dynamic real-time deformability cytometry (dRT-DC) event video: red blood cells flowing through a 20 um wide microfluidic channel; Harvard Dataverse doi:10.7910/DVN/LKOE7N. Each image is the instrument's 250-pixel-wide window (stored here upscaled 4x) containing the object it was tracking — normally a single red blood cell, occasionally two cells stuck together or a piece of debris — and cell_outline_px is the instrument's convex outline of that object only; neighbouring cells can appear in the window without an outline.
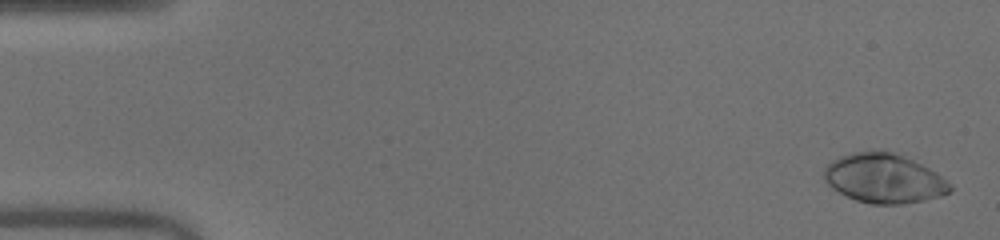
{"species": "human", "species_latin": "Homo sapiens", "temperature_condition": "warm", "stored_images_in_passage": 51, "camera_frame_rate_fps": 3000, "um_per_image_px": 0.085, "donor": {"sex": "male"}, "frame": {"image": 1, "passage_image": 2, "time_ms": 0.333, "image_size_px": [1000, 240], "cell_outline_px": [[952, 188], [948, 192], [936, 196], [904, 204], [872, 204], [856, 200], [832, 188], [824, 180], [824, 168], [832, 160], [840, 156], [852, 152], [892, 152], [912, 160], [936, 172], [952, 184]], "centroid_in_image_um": [75.11, 15.17], "position_along_channel_um": 9.9, "area_um2": 35.55}}
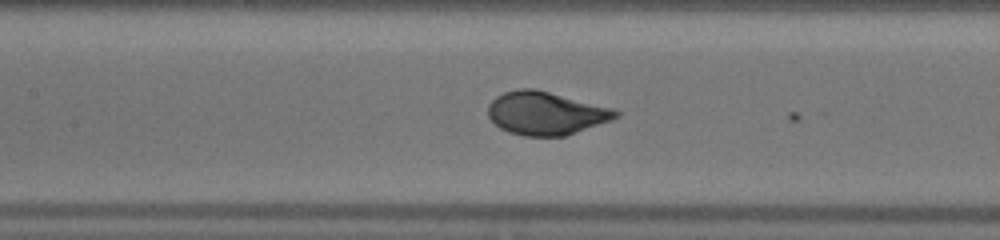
{"frame": {"image": 2, "passage_image": 24, "time_ms": 7.667, "image_size_px": [1000, 240], "cell_outline_px": [[620, 116], [612, 120], [564, 136], [524, 136], [508, 132], [500, 128], [488, 116], [488, 104], [496, 96], [504, 92], [520, 88], [536, 88], [612, 108], [620, 112]], "centroid_in_image_um": [46.39, 9.62], "position_along_channel_um": 161.0, "area_um2": 32.14}}
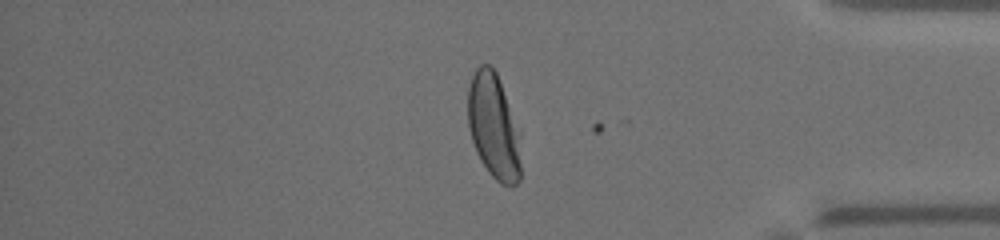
{"frame": {"image": 3, "passage_image": 43, "time_ms": 14.0, "image_size_px": [1000, 240], "cell_outline_px": [[520, 180], [512, 188], [508, 188], [500, 184], [488, 172], [480, 160], [476, 152], [468, 128], [468, 88], [472, 76], [476, 68], [480, 64], [488, 64], [496, 72], [520, 132]], "centroid_in_image_um": [41.96, 10.8], "position_along_channel_um": 393.2, "area_um2": 32.77}, "authors_computed_cell_mechanics": {"area_um2": 33.2928, "velocity_mm_per_s": 4.0472, "shape_relaxation_time_tau1_ms": 2.355, "shape_relaxation_time_tau2_ms": null, "deformation_change_tau1": 0.1705, "deformation_change_tau2": null}}